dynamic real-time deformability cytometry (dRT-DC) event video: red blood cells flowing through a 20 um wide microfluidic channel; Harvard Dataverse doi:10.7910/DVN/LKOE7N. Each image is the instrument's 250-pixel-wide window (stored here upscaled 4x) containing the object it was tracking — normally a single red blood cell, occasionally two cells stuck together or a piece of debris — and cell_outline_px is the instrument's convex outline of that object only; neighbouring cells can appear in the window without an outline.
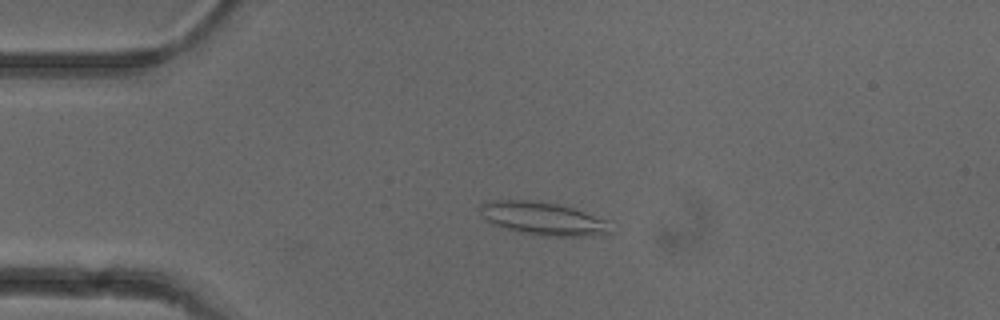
{"species": "common noctule bat (a hibernating species)", "species_latin": "Nyctalus noctula", "temperature_condition": "cold", "stored_images_in_passage": 51, "camera_frame_rate_fps": 3000, "um_per_image_px": 0.085, "animal": {"sex": "female"}, "frame": {"image": 1, "passage_image": 11, "time_ms": 3.333, "image_size_px": [1000, 320], "cell_outline_px": [[616, 232], [592, 236], [540, 236], [520, 232], [492, 224], [480, 212], [480, 204], [488, 200], [540, 200], [560, 204], [576, 208], [608, 220]], "centroid_in_image_um": [46.25, 18.57], "position_along_channel_um": 38.8, "area_um2": 25.72}}
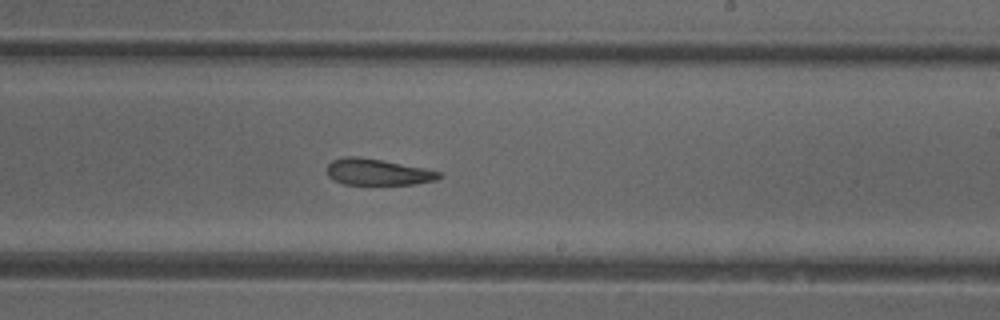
{"frame": {"image": 2, "passage_image": 30, "time_ms": 9.667, "image_size_px": [1000, 320], "cell_outline_px": [[444, 176], [436, 180], [416, 184], [344, 184], [328, 176], [328, 164], [332, 160], [344, 156], [356, 156], [380, 160], [424, 168], [440, 172]], "centroid_in_image_um": [32.12, 14.62], "position_along_channel_um": 256.9, "area_um2": 16.99}}
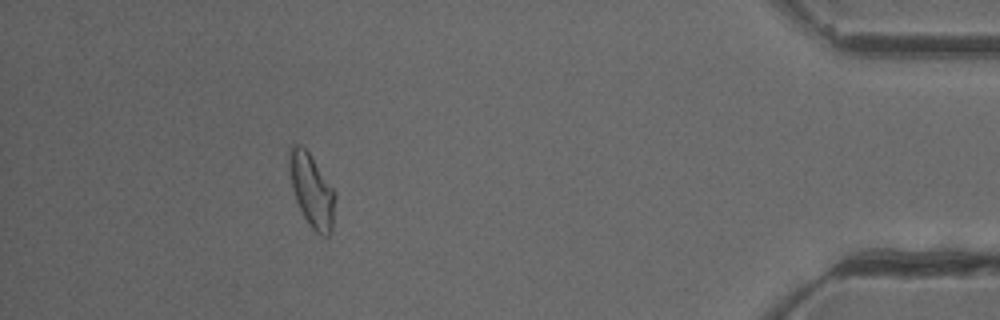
{"frame": {"image": 3, "passage_image": 46, "time_ms": 15.0, "image_size_px": [1000, 320], "cell_outline_px": [[336, 196], [332, 228], [328, 236], [324, 236], [316, 232], [308, 224], [296, 200], [292, 188], [288, 164], [288, 148], [292, 144], [300, 144], [308, 152], [336, 192]], "centroid_in_image_um": [26.49, 16.16], "position_along_channel_um": 408.7, "area_um2": 19.54}, "authors_computed_cell_mechanics": {"area_um2": 19.5364, "velocity_mm_per_s": 3.9343, "shape_relaxation_time_tau1_ms": null, "shape_relaxation_time_tau2_ms": 6.4808, "deformation_change_tau1": null, "deformation_change_tau2": 0.1788}}